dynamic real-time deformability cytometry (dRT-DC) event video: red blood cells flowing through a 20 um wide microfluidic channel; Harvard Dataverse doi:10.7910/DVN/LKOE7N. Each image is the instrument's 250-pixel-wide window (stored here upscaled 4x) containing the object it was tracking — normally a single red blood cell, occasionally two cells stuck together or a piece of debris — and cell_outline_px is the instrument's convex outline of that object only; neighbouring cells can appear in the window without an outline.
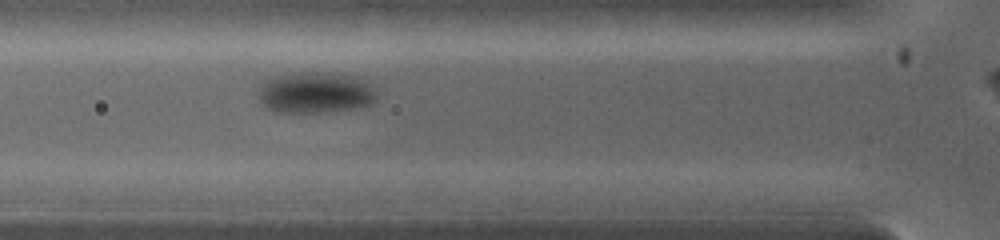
{"species": "common noctule bat (a hibernating species)", "species_latin": "Nyctalus noctula", "temperature_condition": "warm", "stored_images_in_passage": 9, "camera_frame_rate_fps": 5000, "um_per_image_px": 0.085, "animal": {"sex": "female", "body_mass_g": 19.0, "forearm_length_mm": 53.3}, "frame": {"image": 1, "passage_image": 2, "time_ms": 0.4, "image_size_px": [1000, 240], "cell_outline_px": [[376, 100], [372, 104], [360, 108], [316, 112], [280, 112], [268, 108], [260, 100], [260, 84], [268, 76], [300, 72], [316, 72], [356, 76], [368, 80], [376, 92]], "centroid_in_image_um": [26.84, 7.85], "position_along_channel_um": 99.0, "area_um2": 28.61}}
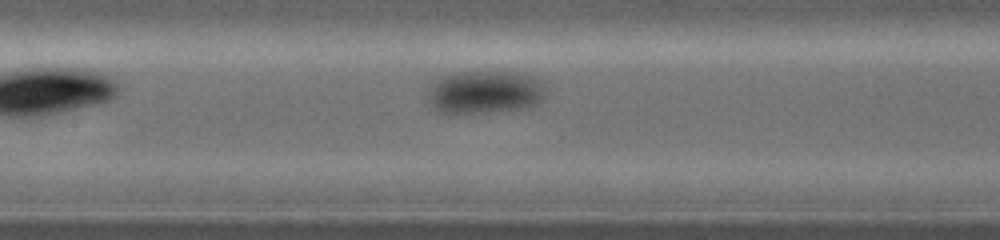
{"frame": {"image": 2, "passage_image": 6, "time_ms": 1.6, "image_size_px": [1000, 240], "cell_outline_px": [[544, 100], [540, 104], [528, 108], [488, 112], [440, 112], [432, 104], [428, 96], [428, 92], [432, 80], [440, 76], [452, 72], [516, 72], [532, 76], [544, 80]], "centroid_in_image_um": [41.26, 7.8], "position_along_channel_um": 166.1, "area_um2": 29.88}}
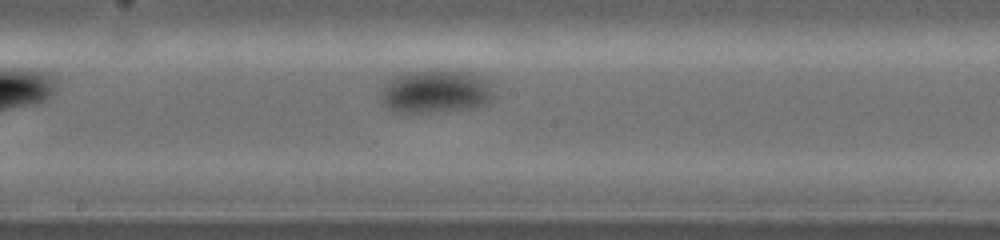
{"frame": {"image": 3, "passage_image": 8, "time_ms": 2.4, "image_size_px": [1000, 240], "cell_outline_px": [[496, 96], [488, 104], [472, 108], [424, 112], [400, 112], [388, 108], [384, 104], [380, 92], [384, 84], [392, 76], [404, 72], [436, 68], [452, 68], [472, 72], [484, 76], [492, 80]], "centroid_in_image_um": [37.14, 7.7], "position_along_channel_um": 211.1, "area_um2": 29.82}}